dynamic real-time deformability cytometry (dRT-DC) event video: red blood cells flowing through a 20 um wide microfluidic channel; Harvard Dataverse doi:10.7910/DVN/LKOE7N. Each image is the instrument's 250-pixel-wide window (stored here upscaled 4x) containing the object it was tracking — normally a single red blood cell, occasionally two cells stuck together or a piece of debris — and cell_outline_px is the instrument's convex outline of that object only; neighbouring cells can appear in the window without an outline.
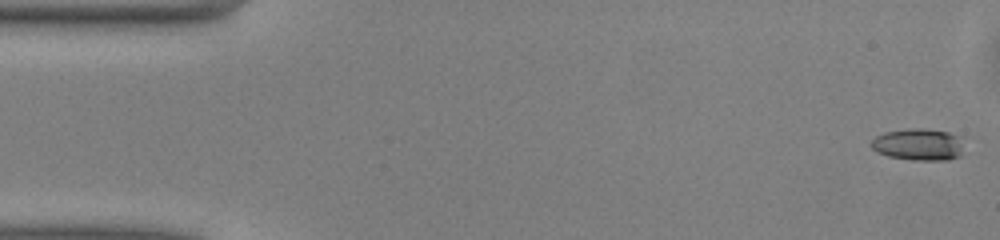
{"species": "common noctule bat (a hibernating species)", "species_latin": "Nyctalus noctula", "temperature_condition": "warm", "stored_images_in_passage": 50, "camera_frame_rate_fps": 3000, "um_per_image_px": 0.085, "animal": {"sex": "male", "body_mass_g": 13.0, "forearm_length_mm": 53.1}, "frame": {"image": 1, "passage_image": 1, "time_ms": 0.0, "image_size_px": [1000, 240], "cell_outline_px": [[960, 156], [948, 160], [912, 160], [888, 156], [876, 152], [872, 148], [872, 140], [876, 136], [884, 132], [908, 128], [924, 128], [948, 132], [960, 136]], "centroid_in_image_um": [78.03, 12.27], "position_along_channel_um": 7.0, "area_um2": 17.17}}
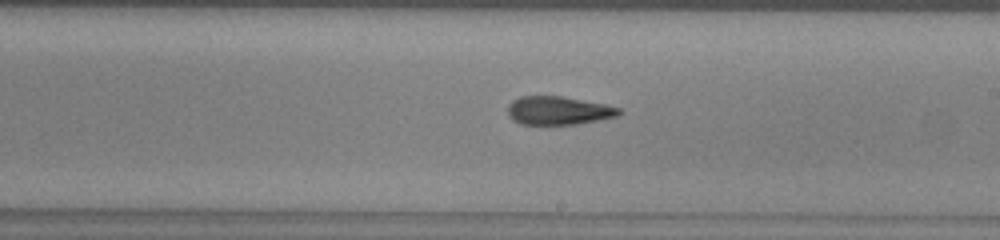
{"frame": {"image": 2, "passage_image": 28, "time_ms": 9.0, "image_size_px": [1000, 240], "cell_outline_px": [[624, 112], [616, 116], [576, 124], [520, 124], [512, 120], [508, 116], [508, 104], [512, 100], [520, 96], [560, 96], [604, 104], [620, 108]], "centroid_in_image_um": [47.42, 9.39], "position_along_channel_um": 241.6, "area_um2": 18.32}}
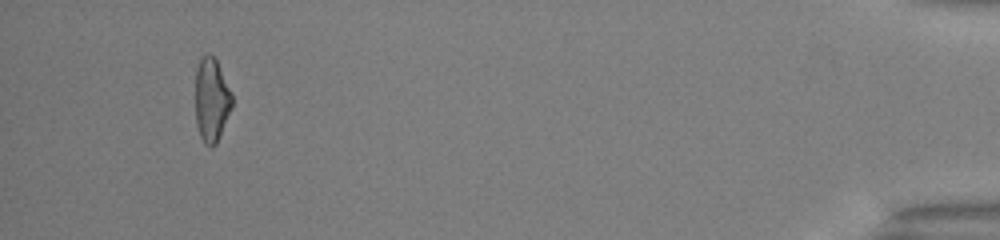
{"frame": {"image": 3, "passage_image": 47, "time_ms": 15.333, "image_size_px": [1000, 240], "cell_outline_px": [[232, 108], [216, 144], [212, 148], [204, 144], [200, 136], [196, 124], [196, 68], [200, 60], [208, 52], [216, 60], [232, 96]], "centroid_in_image_um": [17.97, 8.54], "position_along_channel_um": 417.2, "area_um2": 17.69}, "authors_computed_cell_mechanics": {"area_um2": 18.5249, "velocity_mm_per_s": 4.0721, "shape_relaxation_time_tau1_ms": 10.9897, "shape_relaxation_time_tau2_ms": 3.3938, "deformation_change_tau1": 0.2589, "deformation_change_tau2": 0.1415}}